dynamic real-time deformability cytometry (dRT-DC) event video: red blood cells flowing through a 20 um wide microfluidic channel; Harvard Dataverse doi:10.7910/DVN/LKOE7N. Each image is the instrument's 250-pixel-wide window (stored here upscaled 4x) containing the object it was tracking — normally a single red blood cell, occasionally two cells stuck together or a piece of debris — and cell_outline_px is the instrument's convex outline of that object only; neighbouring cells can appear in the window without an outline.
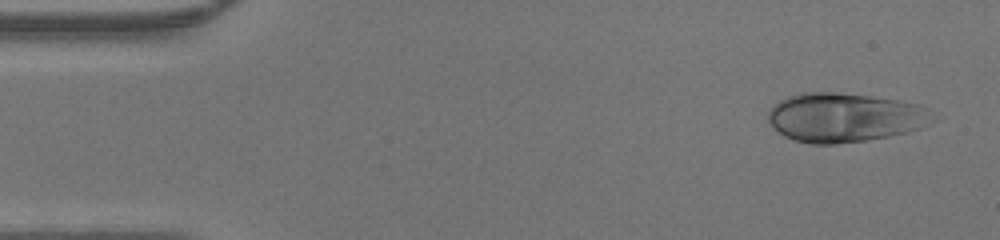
{"species": "human", "species_latin": "Homo sapiens", "temperature_condition": "warm", "stored_images_in_passage": 46, "camera_frame_rate_fps": 3000, "um_per_image_px": 0.085, "donor": {"sex": "male"}, "frame": {"image": 1, "passage_image": 3, "time_ms": 0.667, "image_size_px": [1000, 240], "cell_outline_px": [[936, 120], [920, 128], [888, 136], [864, 140], [836, 144], [812, 144], [796, 140], [784, 136], [768, 120], [768, 112], [780, 100], [788, 96], [804, 92], [836, 92], [868, 96], [896, 100], [920, 104], [928, 108]], "centroid_in_image_um": [71.81, 9.98], "position_along_channel_um": 13.2, "area_um2": 46.7}}
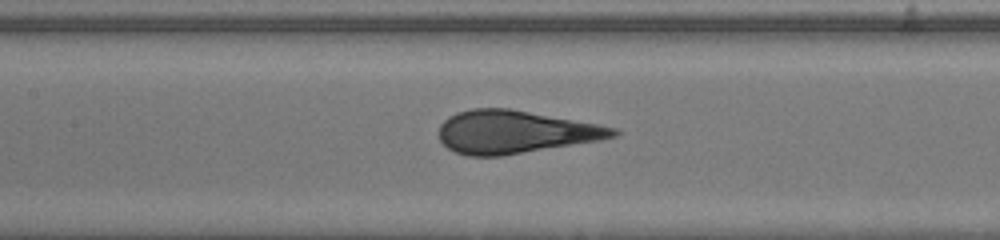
{"frame": {"image": 2, "passage_image": 21, "time_ms": 6.667, "image_size_px": [1000, 240], "cell_outline_px": [[620, 132], [616, 136], [600, 140], [504, 156], [464, 156], [448, 148], [440, 140], [440, 124], [448, 116], [456, 112], [472, 108], [508, 108], [596, 124], [616, 128]], "centroid_in_image_um": [43.73, 11.22], "position_along_channel_um": 163.7, "area_um2": 43.41}}
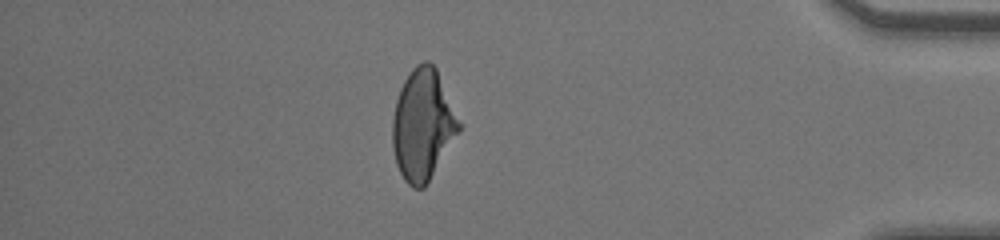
{"frame": {"image": 3, "passage_image": 40, "time_ms": 13.0, "image_size_px": [1000, 240], "cell_outline_px": [[460, 132], [424, 188], [412, 188], [404, 180], [396, 164], [392, 148], [392, 120], [396, 100], [400, 88], [404, 80], [412, 68], [416, 64], [424, 60], [428, 60], [436, 68], [460, 124]], "centroid_in_image_um": [35.91, 10.62], "position_along_channel_um": 399.3, "area_um2": 42.83}}